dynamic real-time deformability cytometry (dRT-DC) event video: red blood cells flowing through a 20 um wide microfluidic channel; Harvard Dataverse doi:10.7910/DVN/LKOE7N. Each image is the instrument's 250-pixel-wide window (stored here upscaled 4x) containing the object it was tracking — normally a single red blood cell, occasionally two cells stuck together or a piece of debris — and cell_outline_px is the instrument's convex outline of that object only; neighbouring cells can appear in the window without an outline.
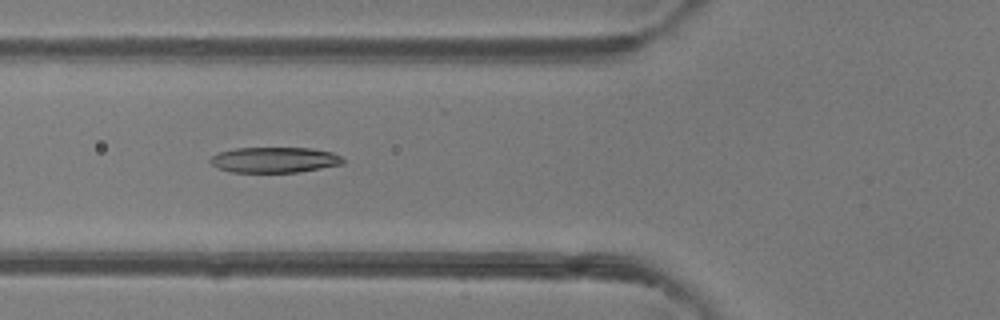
{"species": "common noctule bat (a hibernating species)", "species_latin": "Nyctalus noctula", "temperature_condition": "room temperature", "stored_images_in_passage": 48, "camera_frame_rate_fps": 3000, "um_per_image_px": 0.085, "animal": {"sex": "female"}, "frame": {"image": 1, "passage_image": 18, "time_ms": 5.667, "image_size_px": [1000, 320], "cell_outline_px": [[344, 164], [296, 172], [232, 172], [216, 168], [208, 160], [212, 156], [220, 152], [236, 148], [312, 148], [332, 152], [340, 156], [344, 160]], "centroid_in_image_um": [23.32, 13.59], "position_along_channel_um": 102.5, "area_um2": 19.71}}
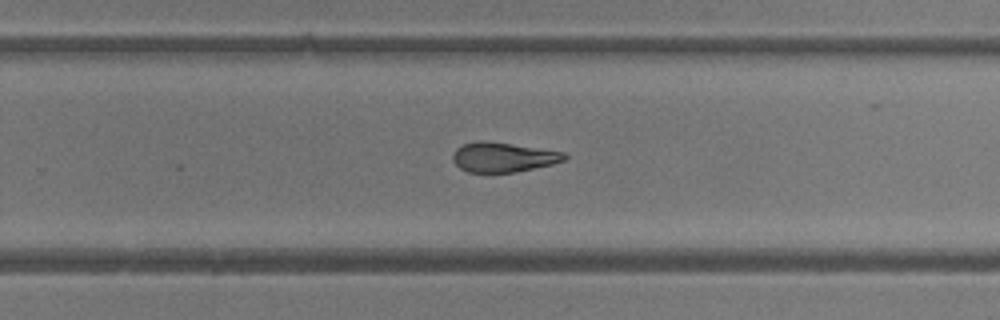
{"frame": {"image": 2, "passage_image": 31, "time_ms": 10.0, "image_size_px": [1000, 320], "cell_outline_px": [[568, 160], [552, 164], [516, 172], [468, 172], [460, 168], [452, 160], [452, 156], [456, 148], [464, 144], [480, 140], [484, 140], [564, 152], [568, 156]], "centroid_in_image_um": [42.78, 13.36], "position_along_channel_um": 287.0, "area_um2": 19.25}}
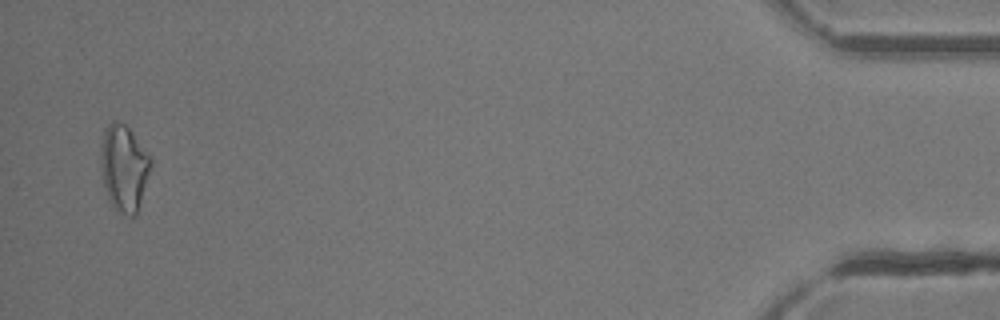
{"frame": {"image": 3, "passage_image": 47, "time_ms": 15.333, "image_size_px": [1000, 320], "cell_outline_px": [[152, 164], [136, 212], [132, 216], [128, 216], [116, 212], [108, 200], [104, 184], [100, 164], [100, 144], [104, 128], [112, 120], [124, 124], [132, 132], [152, 160]], "centroid_in_image_um": [10.49, 14.25], "position_along_channel_um": 424.7, "area_um2": 25.03}}